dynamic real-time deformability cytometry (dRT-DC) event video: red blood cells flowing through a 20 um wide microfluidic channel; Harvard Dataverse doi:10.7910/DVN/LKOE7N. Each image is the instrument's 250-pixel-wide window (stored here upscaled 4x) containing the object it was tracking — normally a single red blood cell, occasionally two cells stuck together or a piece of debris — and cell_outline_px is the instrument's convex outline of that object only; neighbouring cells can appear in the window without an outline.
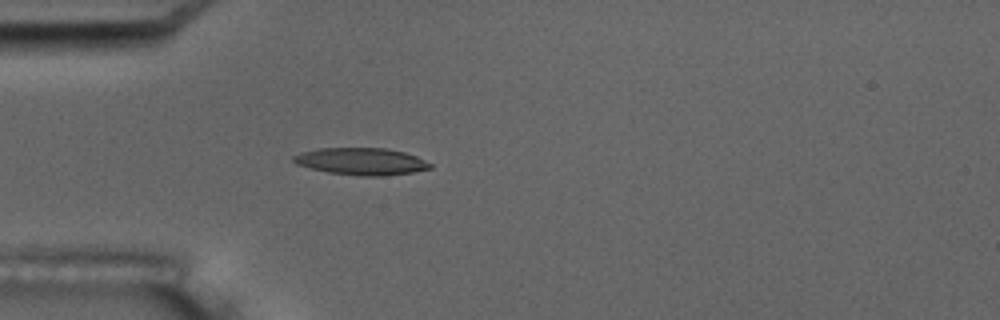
{"species": "common noctule bat (a hibernating species)", "species_latin": "Nyctalus noctula", "temperature_condition": "room temperature", "stored_images_in_passage": 5, "camera_frame_rate_fps": 3000, "um_per_image_px": 0.085, "animal": {"sex": "male", "body_mass_g": 17.5, "forearm_length_mm": 52.3}, "frame": {"image": 1, "passage_image": 5, "time_ms": 4.667, "image_size_px": [1000, 320], "cell_outline_px": [[432, 168], [412, 172], [380, 176], [360, 176], [328, 172], [296, 164], [292, 160], [292, 156], [300, 152], [316, 148], [384, 148], [404, 152], [416, 156], [432, 164]], "centroid_in_image_um": [30.68, 13.71], "position_along_channel_um": 54.3, "area_um2": 21.5}}